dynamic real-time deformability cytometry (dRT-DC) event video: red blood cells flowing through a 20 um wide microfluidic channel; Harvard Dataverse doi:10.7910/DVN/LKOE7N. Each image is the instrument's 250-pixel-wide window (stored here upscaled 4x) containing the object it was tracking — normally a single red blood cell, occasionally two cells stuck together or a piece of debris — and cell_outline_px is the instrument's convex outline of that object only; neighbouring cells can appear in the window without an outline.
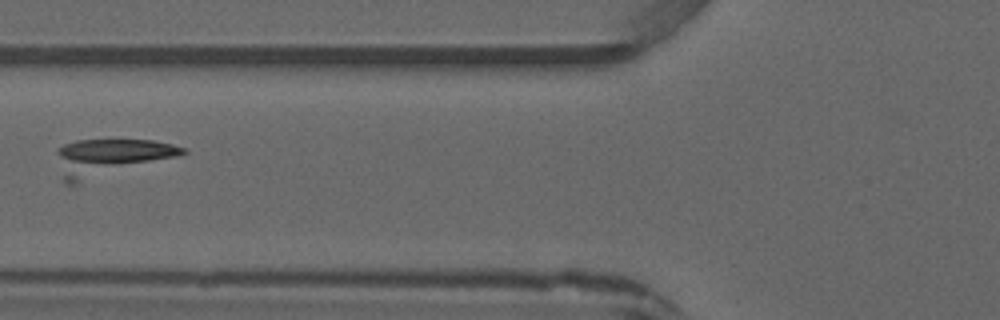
{"species": "common noctule bat (a hibernating species)", "species_latin": "Nyctalus noctula", "temperature_condition": "warm", "stored_images_in_passage": 5, "camera_frame_rate_fps": 3000, "um_per_image_px": 0.085, "animal": {"sex": "male", "forearm_length_mm": 52.5}, "frame": {"image": 1, "passage_image": 5, "time_ms": 4.667, "image_size_px": [1000, 320], "cell_outline_px": [[188, 152], [180, 156], [76, 184], [64, 184], [56, 152], [56, 148], [64, 144], [76, 140], [152, 140], [172, 144], [188, 148]], "centroid_in_image_um": [9.38, 13.38], "position_along_channel_um": 116.4, "area_um2": 27.28}}